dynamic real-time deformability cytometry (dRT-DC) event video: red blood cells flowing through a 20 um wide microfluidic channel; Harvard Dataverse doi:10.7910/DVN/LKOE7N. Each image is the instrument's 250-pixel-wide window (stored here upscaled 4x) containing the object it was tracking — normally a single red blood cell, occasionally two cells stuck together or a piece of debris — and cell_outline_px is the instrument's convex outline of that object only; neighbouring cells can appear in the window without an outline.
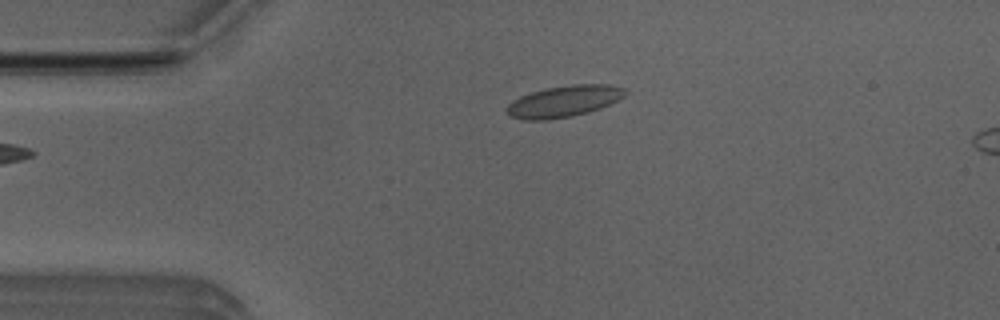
{"species": "Egyptian fruit bat (a non-hibernating species)", "species_latin": "Rousettus aegyptiacus", "temperature_condition": "room temperature", "stored_images_in_passage": 2, "camera_frame_rate_fps": 3000, "um_per_image_px": 0.085, "animal": {"sex": "male"}, "frame": {"image": 1, "passage_image": 2, "time_ms": 0.333, "image_size_px": [1000, 320], "cell_outline_px": [[628, 92], [620, 100], [600, 108], [588, 112], [572, 116], [548, 120], [524, 120], [508, 116], [504, 108], [512, 100], [520, 96], [544, 88], [572, 84], [608, 84], [624, 88]], "centroid_in_image_um": [47.91, 8.61], "position_along_channel_um": 37.1, "area_um2": 22.02}}